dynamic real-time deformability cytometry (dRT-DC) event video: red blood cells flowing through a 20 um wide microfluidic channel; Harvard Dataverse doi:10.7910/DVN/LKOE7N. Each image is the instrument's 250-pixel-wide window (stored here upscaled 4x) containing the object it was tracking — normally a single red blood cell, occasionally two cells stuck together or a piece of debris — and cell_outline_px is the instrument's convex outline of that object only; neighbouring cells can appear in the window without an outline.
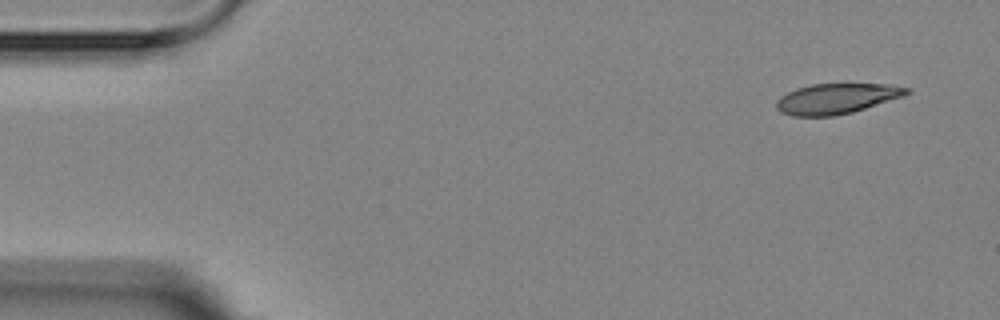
{"species": "Egyptian fruit bat (a non-hibernating species)", "species_latin": "Rousettus aegyptiacus", "temperature_condition": "room temperature", "stored_images_in_passage": 7, "camera_frame_rate_fps": 3000, "um_per_image_px": 0.085, "animal": {"sex": "female"}, "frame": {"image": 1, "passage_image": 1, "time_ms": 0.0, "image_size_px": [1000, 320], "cell_outline_px": [[912, 92], [904, 96], [852, 112], [832, 116], [792, 116], [780, 112], [776, 108], [776, 100], [780, 96], [796, 88], [812, 84], [888, 84], [908, 88]], "centroid_in_image_um": [71.08, 8.38], "position_along_channel_um": 13.9, "area_um2": 23.0}}
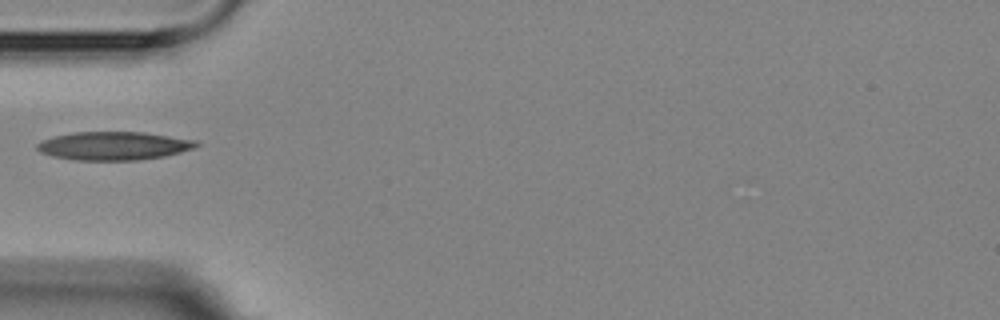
{"frame": {"image": 2, "passage_image": 5, "time_ms": 4.667, "image_size_px": [1000, 320], "cell_outline_px": [[200, 144], [192, 148], [180, 152], [164, 156], [136, 160], [76, 160], [52, 156], [40, 152], [36, 148], [36, 144], [52, 136], [72, 132], [144, 132], [196, 140]], "centroid_in_image_um": [9.64, 12.39], "position_along_channel_um": 75.4, "area_um2": 26.24}}
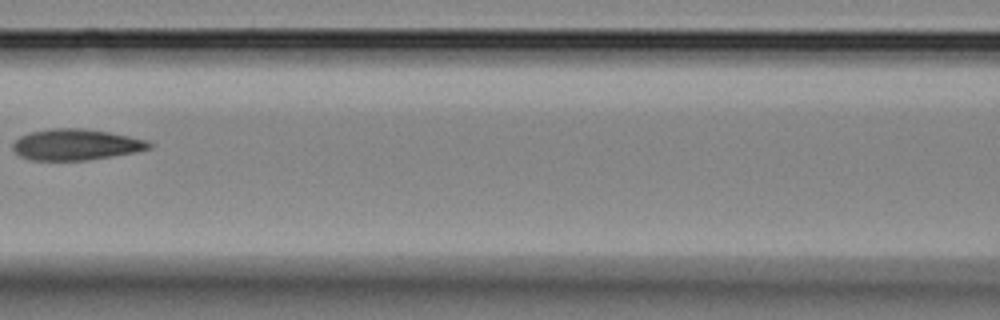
{"frame": {"image": 3, "passage_image": 7, "time_ms": 7.0, "image_size_px": [1000, 320], "cell_outline_px": [[152, 148], [136, 152], [88, 160], [32, 160], [20, 156], [12, 148], [12, 144], [20, 136], [32, 132], [52, 128], [84, 128], [108, 132], [148, 140], [152, 144]], "centroid_in_image_um": [6.47, 12.29], "position_along_channel_um": 160.1, "area_um2": 24.62}}